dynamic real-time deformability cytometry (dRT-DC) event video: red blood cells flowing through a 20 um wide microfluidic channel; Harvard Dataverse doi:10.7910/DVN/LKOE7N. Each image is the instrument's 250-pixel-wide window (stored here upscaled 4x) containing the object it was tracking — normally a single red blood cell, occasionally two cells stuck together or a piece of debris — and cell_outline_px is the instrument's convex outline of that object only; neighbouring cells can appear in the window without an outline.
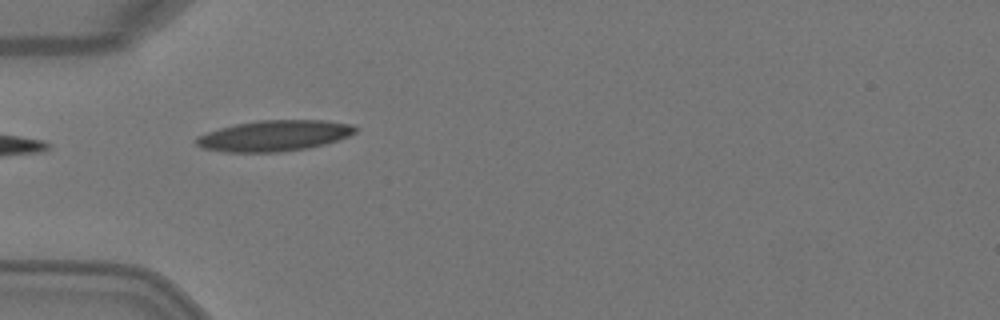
{"species": "Egyptian fruit bat (a non-hibernating species)", "species_latin": "Rousettus aegyptiacus", "temperature_condition": "warm", "stored_images_in_passage": 5, "camera_frame_rate_fps": 3000, "um_per_image_px": 0.085, "animal": {"sex": "female"}, "frame": {"image": 1, "passage_image": 4, "time_ms": 1.0, "image_size_px": [1000, 320], "cell_outline_px": [[360, 128], [356, 132], [348, 136], [324, 144], [308, 148], [280, 152], [224, 152], [204, 148], [196, 144], [196, 136], [220, 128], [236, 124], [256, 120], [324, 120], [352, 124]], "centroid_in_image_um": [23.33, 11.53], "position_along_channel_um": 61.7, "area_um2": 28.61}}
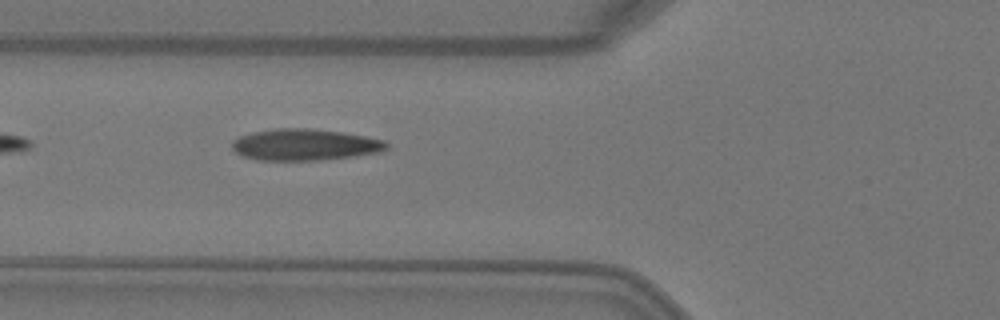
{"frame": {"image": 2, "passage_image": 5, "time_ms": 1.333, "image_size_px": [1000, 320], "cell_outline_px": [[388, 148], [376, 152], [356, 156], [320, 160], [256, 160], [244, 156], [236, 152], [232, 148], [232, 140], [240, 136], [252, 132], [276, 128], [308, 128], [340, 132], [364, 136], [384, 140], [388, 144]], "centroid_in_image_um": [25.88, 12.3], "position_along_channel_um": 99.9, "area_um2": 28.21}}